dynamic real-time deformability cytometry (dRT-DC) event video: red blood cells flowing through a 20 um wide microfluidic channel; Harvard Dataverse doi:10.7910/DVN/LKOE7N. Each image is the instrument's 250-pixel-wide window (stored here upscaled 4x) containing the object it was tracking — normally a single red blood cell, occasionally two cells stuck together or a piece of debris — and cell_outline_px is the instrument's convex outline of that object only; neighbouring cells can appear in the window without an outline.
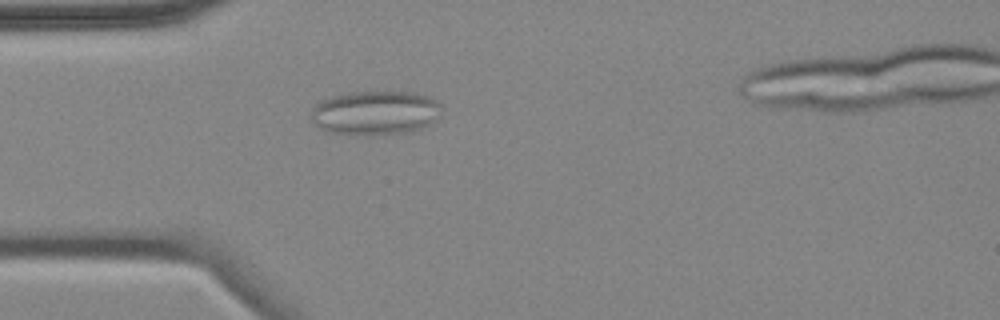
{"species": "common noctule bat (a hibernating species)", "species_latin": "Nyctalus noctula", "temperature_condition": "cold", "stored_images_in_passage": 1, "camera_frame_rate_fps": 3000, "um_per_image_px": 0.085, "animal": {"sex": "female", "body_mass_g": 18.4}, "frame": {"image": 1, "passage_image": 1, "time_ms": 0.0, "image_size_px": [1000, 320], "cell_outline_px": [[444, 108], [440, 116], [436, 120], [412, 132], [372, 136], [356, 136], [328, 132], [320, 128], [308, 120], [312, 108], [320, 100], [332, 96], [348, 92], [412, 92], [428, 96], [436, 100]], "centroid_in_image_um": [31.87, 9.61], "position_along_channel_um": 53.1, "area_um2": 34.56}}